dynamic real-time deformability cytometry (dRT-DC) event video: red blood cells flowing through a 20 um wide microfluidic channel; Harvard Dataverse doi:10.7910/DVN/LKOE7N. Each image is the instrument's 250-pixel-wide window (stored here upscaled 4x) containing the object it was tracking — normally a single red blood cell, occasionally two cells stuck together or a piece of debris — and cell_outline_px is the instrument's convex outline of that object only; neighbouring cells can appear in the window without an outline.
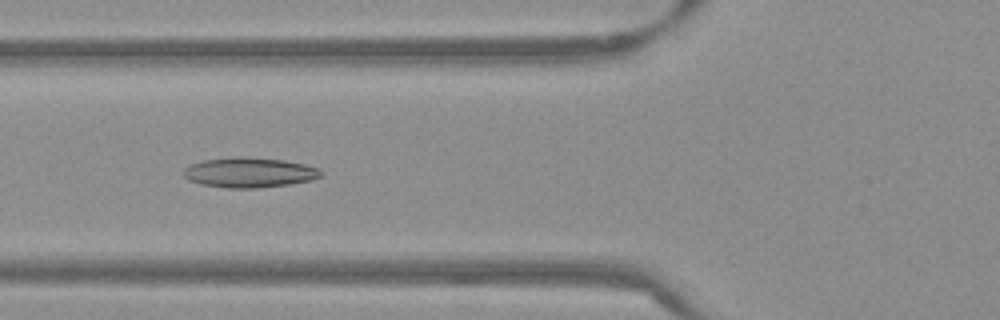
{"species": "Egyptian fruit bat (a non-hibernating species)", "species_latin": "Rousettus aegyptiacus", "temperature_condition": "warm", "stored_images_in_passage": 46, "camera_frame_rate_fps": 3000, "um_per_image_px": 0.085, "frame": {"image": 1, "passage_image": 13, "time_ms": 4.0, "image_size_px": [1000, 320], "cell_outline_px": [[324, 172], [320, 176], [312, 180], [288, 184], [256, 188], [228, 188], [200, 184], [188, 180], [184, 176], [184, 168], [192, 164], [204, 160], [240, 156], [284, 160], [304, 164], [320, 168]], "centroid_in_image_um": [21.21, 14.66], "position_along_channel_um": 104.6, "area_um2": 23.99}}
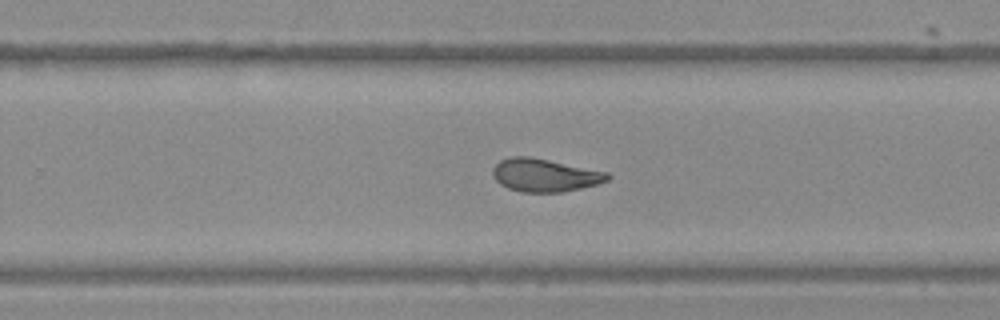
{"frame": {"image": 2, "passage_image": 27, "time_ms": 8.667, "image_size_px": [1000, 320], "cell_outline_px": [[612, 176], [608, 180], [596, 184], [580, 188], [560, 192], [520, 192], [508, 188], [500, 184], [492, 176], [492, 168], [500, 160], [508, 156], [528, 156], [608, 172]], "centroid_in_image_um": [46.26, 14.88], "position_along_channel_um": 283.5, "area_um2": 22.02}}
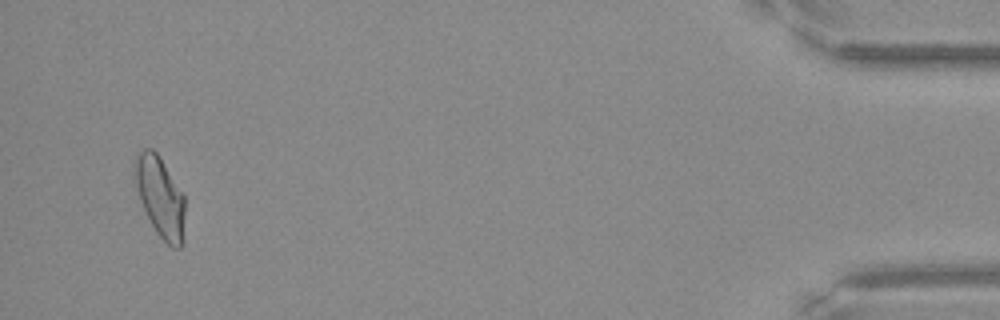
{"frame": {"image": 3, "passage_image": 44, "time_ms": 14.333, "image_size_px": [1000, 320], "cell_outline_px": [[184, 244], [180, 248], [172, 248], [156, 232], [132, 184], [132, 164], [136, 156], [144, 148], [152, 148], [156, 152], [184, 196]], "centroid_in_image_um": [13.57, 16.73], "position_along_channel_um": 421.6, "area_um2": 23.76}, "authors_computed_cell_mechanics": {"area_um2": 22.6287, "velocity_mm_per_s": 3.8298, "shape_relaxation_time_tau1_ms": null, "shape_relaxation_time_tau2_ms": 2.4411, "deformation_change_tau1": null, "deformation_change_tau2": 0.0952}}